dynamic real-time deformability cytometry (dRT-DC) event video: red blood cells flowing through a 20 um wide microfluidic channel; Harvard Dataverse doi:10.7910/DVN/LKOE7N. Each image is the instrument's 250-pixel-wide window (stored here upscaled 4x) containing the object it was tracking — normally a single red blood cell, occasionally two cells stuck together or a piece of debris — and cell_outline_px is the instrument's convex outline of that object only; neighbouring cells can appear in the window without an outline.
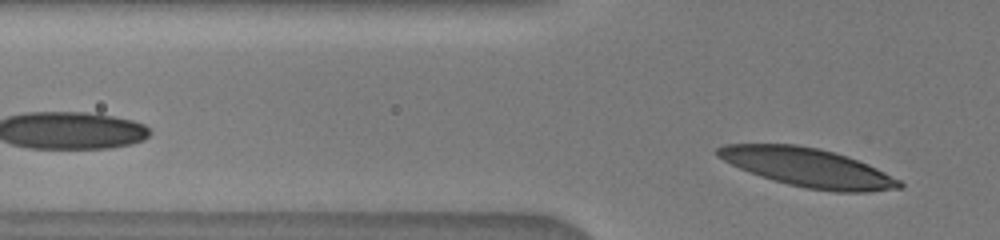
{"species": "human", "species_latin": "Homo sapiens", "temperature_condition": "warm", "stored_images_in_passage": 9, "segment_of_instrument_passage": [2, 2], "camera_frame_rate_fps": 3000, "um_per_image_px": 0.085, "donor": {"sex": "male"}, "frame": {"image": 1, "passage_image": 9, "time_ms": 3.0, "image_size_px": [1000, 240], "cell_outline_px": [[904, 184], [900, 188], [868, 192], [836, 192], [808, 188], [788, 184], [760, 176], [740, 168], [716, 156], [716, 148], [724, 144], [796, 144], [820, 148], [848, 156], [868, 164], [900, 180]], "centroid_in_image_um": [68.68, 14.23], "position_along_channel_um": 57.1, "area_um2": 40.81}}